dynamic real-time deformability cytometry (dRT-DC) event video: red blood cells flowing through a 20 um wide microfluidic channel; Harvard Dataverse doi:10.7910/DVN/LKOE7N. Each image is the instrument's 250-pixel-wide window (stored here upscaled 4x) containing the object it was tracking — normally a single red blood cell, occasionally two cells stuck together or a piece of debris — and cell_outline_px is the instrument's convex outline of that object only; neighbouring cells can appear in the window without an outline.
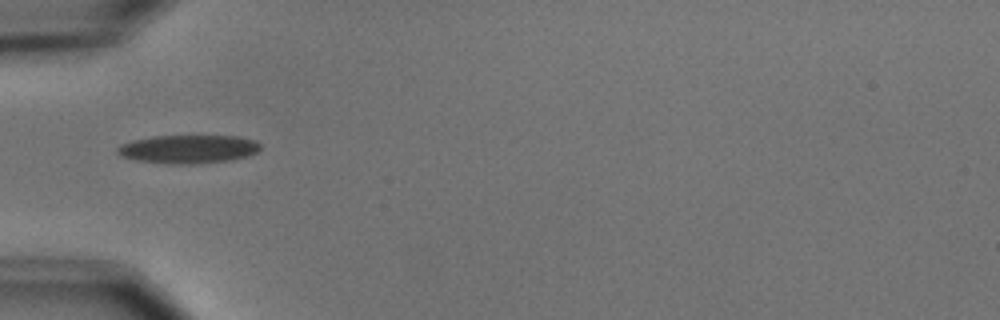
{"species": "common noctule bat (a hibernating species)", "species_latin": "Nyctalus noctula", "temperature_condition": "cold", "stored_images_in_passage": 8, "camera_frame_rate_fps": 3000, "um_per_image_px": 0.085, "animal": {"sex": "male", "body_mass_g": 15.6}, "frame": {"image": 1, "passage_image": 5, "time_ms": 5.667, "image_size_px": [1000, 320], "cell_outline_px": [[260, 148], [256, 152], [248, 156], [232, 160], [192, 164], [172, 164], [140, 160], [120, 156], [116, 152], [116, 148], [120, 144], [132, 140], [152, 136], [236, 136], [256, 140], [260, 144]], "centroid_in_image_um": [16.0, 12.67], "position_along_channel_um": 69.0, "area_um2": 23.7}}
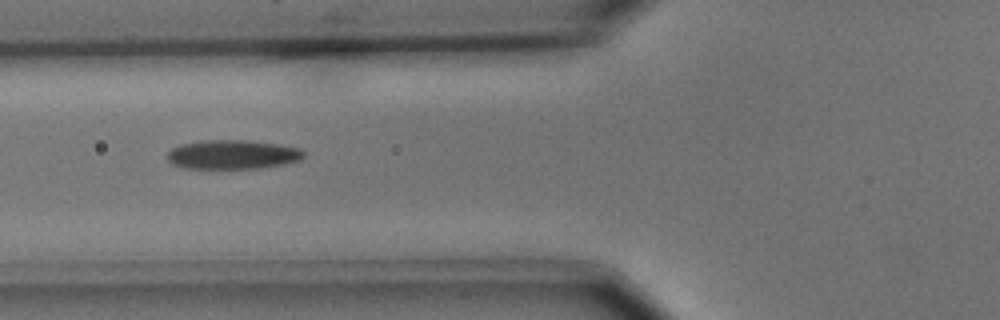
{"frame": {"image": 2, "passage_image": 6, "time_ms": 6.667, "image_size_px": [1000, 320], "cell_outline_px": [[304, 156], [300, 160], [284, 164], [256, 168], [184, 168], [172, 164], [168, 160], [168, 152], [172, 148], [180, 144], [200, 140], [248, 140], [280, 144], [300, 148], [304, 152]], "centroid_in_image_um": [19.77, 13.12], "position_along_channel_um": 106.0, "area_um2": 23.24}}
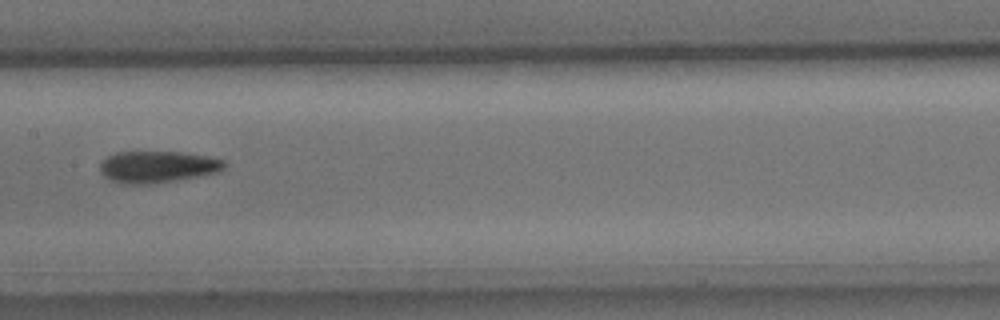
{"frame": {"image": 3, "passage_image": 8, "time_ms": 9.0, "image_size_px": [1000, 320], "cell_outline_px": [[228, 164], [220, 172], [176, 180], [148, 184], [120, 184], [104, 176], [100, 172], [100, 164], [108, 156], [116, 152], [180, 152], [208, 156], [224, 160]], "centroid_in_image_um": [13.41, 14.18], "position_along_channel_um": 194.0, "area_um2": 23.0}}